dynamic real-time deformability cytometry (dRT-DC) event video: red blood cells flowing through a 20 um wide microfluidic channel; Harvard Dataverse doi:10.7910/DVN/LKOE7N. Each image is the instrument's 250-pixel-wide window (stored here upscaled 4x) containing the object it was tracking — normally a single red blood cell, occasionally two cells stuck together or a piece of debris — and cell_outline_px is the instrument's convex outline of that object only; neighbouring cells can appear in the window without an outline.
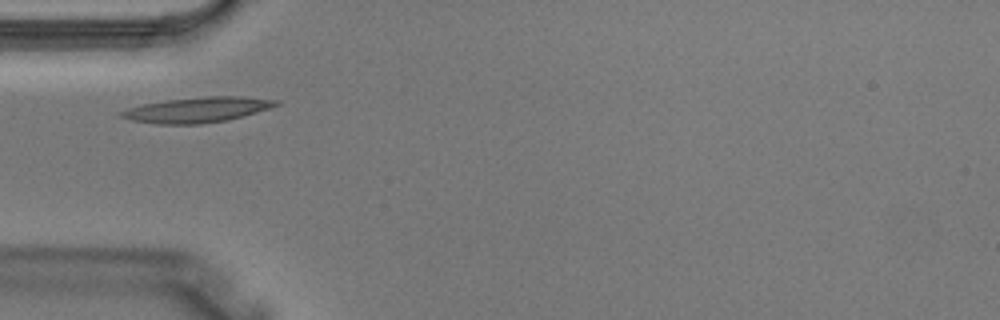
{"species": "Egyptian fruit bat (a non-hibernating species)", "species_latin": "Rousettus aegyptiacus", "temperature_condition": "warm", "stored_images_in_passage": 2, "camera_frame_rate_fps": 3000, "um_per_image_px": 0.085, "animal": {"sex": "male"}, "frame": {"image": 1, "passage_image": 1, "time_ms": 0.0, "image_size_px": [1000, 320], "cell_outline_px": [[280, 104], [256, 112], [228, 120], [200, 124], [156, 124], [132, 120], [120, 116], [120, 112], [128, 108], [144, 104], [168, 100], [204, 96], [240, 96], [280, 100]], "centroid_in_image_um": [16.79, 9.33], "position_along_channel_um": 68.2, "area_um2": 22.6}}